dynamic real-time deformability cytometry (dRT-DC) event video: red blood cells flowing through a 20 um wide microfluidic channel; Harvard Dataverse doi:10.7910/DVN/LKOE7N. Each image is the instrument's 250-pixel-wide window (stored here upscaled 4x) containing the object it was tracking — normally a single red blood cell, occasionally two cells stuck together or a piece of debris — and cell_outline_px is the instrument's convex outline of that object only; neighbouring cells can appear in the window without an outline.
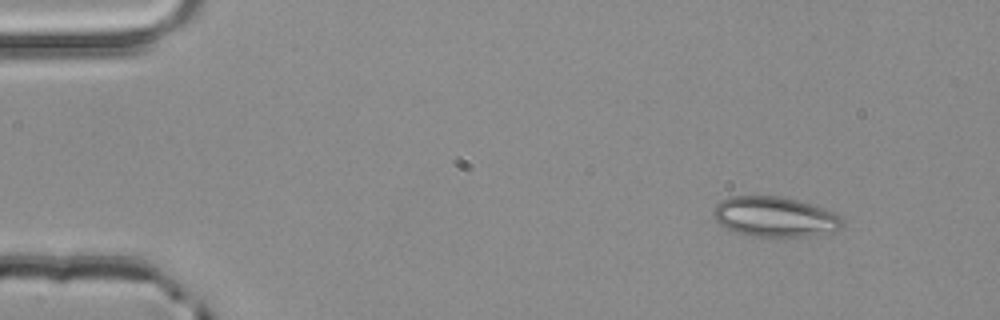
{"species": "common noctule bat (a hibernating species)", "species_latin": "Nyctalus noctula", "temperature_condition": "room temperature", "stored_images_in_passage": 3, "camera_frame_rate_fps": 3000, "um_per_image_px": 0.085, "animal": {"sex": "male", "body_mass_g": 20.4}, "frame": {"image": 1, "passage_image": 1, "time_ms": 0.0, "image_size_px": [1000, 320], "cell_outline_px": [[844, 224], [840, 228], [832, 232], [808, 236], [756, 236], [736, 232], [720, 224], [712, 216], [712, 208], [720, 200], [728, 196], [780, 196], [796, 200], [832, 212], [840, 216], [844, 220]], "centroid_in_image_um": [65.81, 18.42], "position_along_channel_um": 19.2, "area_um2": 29.94}}